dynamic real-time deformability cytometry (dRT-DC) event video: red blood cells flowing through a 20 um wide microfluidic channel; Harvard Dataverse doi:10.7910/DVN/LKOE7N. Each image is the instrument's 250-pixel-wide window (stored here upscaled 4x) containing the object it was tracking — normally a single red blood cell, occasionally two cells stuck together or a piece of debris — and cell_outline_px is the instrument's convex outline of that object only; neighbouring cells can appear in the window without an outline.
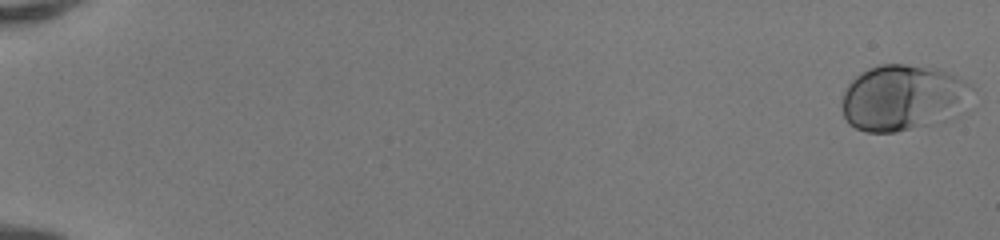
{"species": "human", "species_latin": "Homo sapiens", "temperature_condition": "room temperature", "stored_images_in_passage": 51, "camera_frame_rate_fps": 3000, "um_per_image_px": 0.085, "donor": {"sex": "female"}, "frame": {"image": 1, "passage_image": 1, "time_ms": 0.0, "image_size_px": [1000, 240], "cell_outline_px": [[976, 88], [956, 116], [952, 120], [896, 132], [864, 132], [848, 124], [840, 108], [840, 104], [844, 92], [848, 84], [860, 72], [868, 68], [880, 64], [904, 64], [940, 68], [972, 84]], "centroid_in_image_um": [76.76, 8.31], "position_along_channel_um": 8.2, "area_um2": 50.92}}
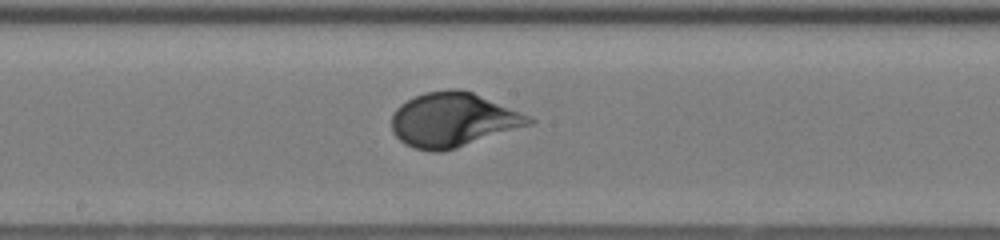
{"frame": {"image": 2, "passage_image": 30, "time_ms": 9.667, "image_size_px": [1000, 240], "cell_outline_px": [[536, 120], [532, 124], [456, 148], [440, 152], [432, 152], [416, 148], [404, 144], [392, 132], [392, 116], [396, 108], [400, 104], [424, 92], [452, 88], [460, 88], [472, 92], [532, 116]], "centroid_in_image_um": [38.51, 10.18], "position_along_channel_um": 209.7, "area_um2": 43.41}}
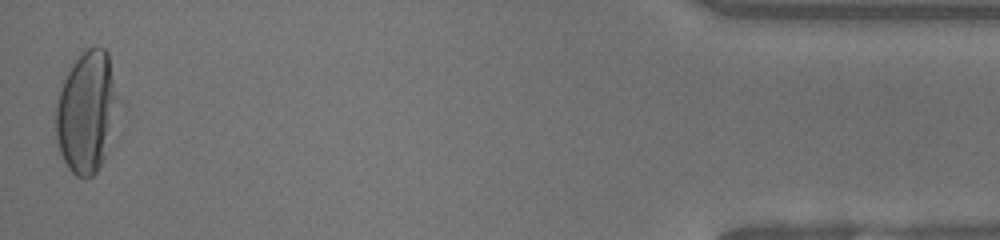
{"frame": {"image": 3, "passage_image": 51, "time_ms": 16.667, "image_size_px": [1000, 240], "cell_outline_px": [[128, 104], [104, 156], [96, 172], [92, 176], [84, 180], [76, 176], [68, 168], [60, 152], [56, 136], [56, 104], [64, 80], [72, 64], [80, 52], [88, 48], [104, 48], [108, 52]], "centroid_in_image_um": [7.54, 9.47], "position_along_channel_um": 427.7, "area_um2": 46.99}, "authors_computed_cell_mechanics": {"area_um2": 42.7142, "velocity_mm_per_s": 4.1432, "shape_relaxation_time_tau1_ms": 3.635, "shape_relaxation_time_tau2_ms": null, "deformation_change_tau1": 0.1789, "deformation_change_tau2": null}}